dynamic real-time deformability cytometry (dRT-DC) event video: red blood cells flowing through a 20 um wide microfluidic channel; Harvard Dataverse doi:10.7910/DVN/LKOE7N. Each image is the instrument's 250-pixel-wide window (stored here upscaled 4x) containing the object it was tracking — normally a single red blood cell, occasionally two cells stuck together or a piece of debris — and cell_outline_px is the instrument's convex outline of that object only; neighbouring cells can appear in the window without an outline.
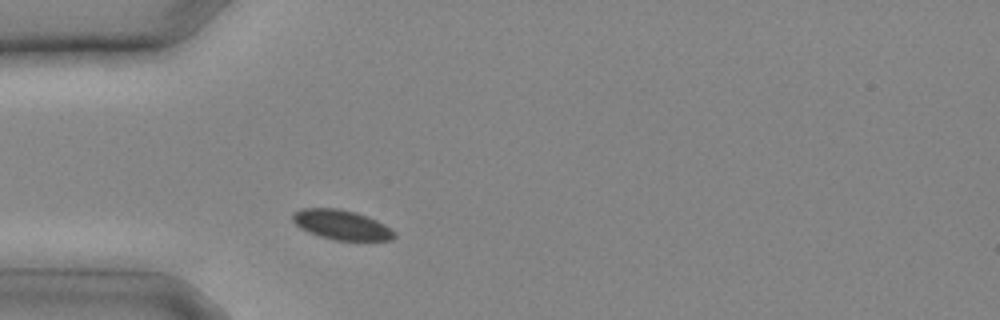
{"species": "common noctule bat (a hibernating species)", "species_latin": "Nyctalus noctula", "temperature_condition": "cold", "stored_images_in_passage": 3, "camera_frame_rate_fps": 3000, "um_per_image_px": 0.085, "animal": {"sex": "male", "body_mass_g": 20.4}, "frame": {"image": 1, "passage_image": 1, "time_ms": 0.0, "image_size_px": [1000, 320], "cell_outline_px": [[396, 236], [392, 240], [332, 240], [308, 232], [300, 228], [292, 220], [292, 212], [300, 208], [340, 208], [356, 212], [376, 220], [384, 224], [396, 232]], "centroid_in_image_um": [29.01, 19.1], "position_along_channel_um": 56.0, "area_um2": 17.74}}